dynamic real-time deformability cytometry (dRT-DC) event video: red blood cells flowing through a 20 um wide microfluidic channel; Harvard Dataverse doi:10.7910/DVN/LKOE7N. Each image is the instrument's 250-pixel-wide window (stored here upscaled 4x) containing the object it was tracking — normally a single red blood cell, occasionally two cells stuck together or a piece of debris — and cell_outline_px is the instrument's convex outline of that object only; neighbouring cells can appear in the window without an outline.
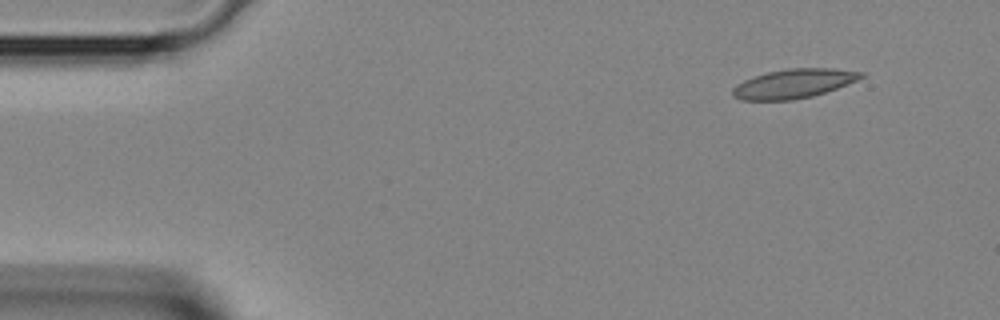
{"species": "Egyptian fruit bat (a non-hibernating species)", "species_latin": "Rousettus aegyptiacus", "temperature_condition": "room temperature", "stored_images_in_passage": 3, "camera_frame_rate_fps": 3000, "um_per_image_px": 0.085, "animal": {"sex": "female"}, "frame": {"image": 1, "passage_image": 1, "time_ms": 0.0, "image_size_px": [1000, 320], "cell_outline_px": [[864, 76], [856, 80], [836, 88], [812, 96], [792, 100], [740, 100], [732, 96], [732, 88], [736, 84], [744, 80], [768, 72], [788, 68], [832, 68], [864, 72]], "centroid_in_image_um": [67.43, 7.11], "position_along_channel_um": 17.6, "area_um2": 21.68}}
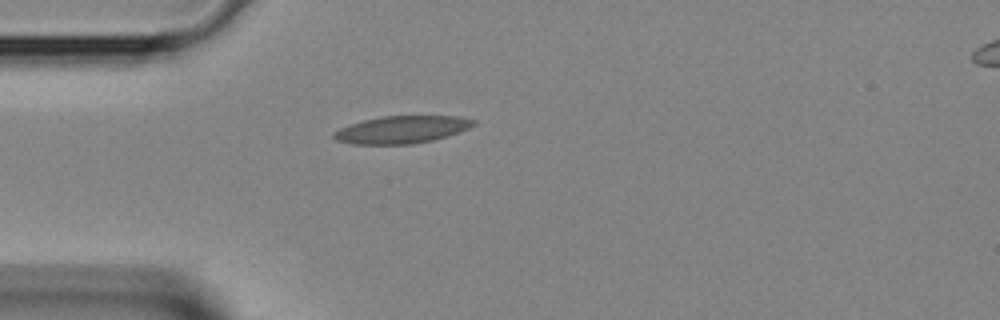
{"frame": {"image": 2, "passage_image": 3, "time_ms": 0.667, "image_size_px": [1000, 320], "cell_outline_px": [[476, 124], [460, 132], [448, 136], [432, 140], [412, 144], [352, 144], [336, 140], [332, 136], [332, 132], [340, 128], [364, 120], [384, 116], [460, 116], [476, 120]], "centroid_in_image_um": [34.17, 11.02], "position_along_channel_um": 50.8, "area_um2": 22.31}}